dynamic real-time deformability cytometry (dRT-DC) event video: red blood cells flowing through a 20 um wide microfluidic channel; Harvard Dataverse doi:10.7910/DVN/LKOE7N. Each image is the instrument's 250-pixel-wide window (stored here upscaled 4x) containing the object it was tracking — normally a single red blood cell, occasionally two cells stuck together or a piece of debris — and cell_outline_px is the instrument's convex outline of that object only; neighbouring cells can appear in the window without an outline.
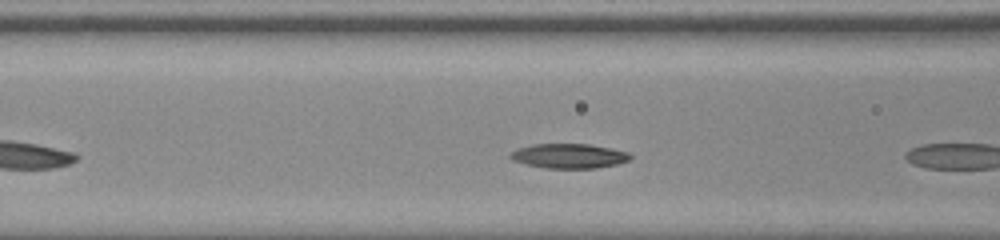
{"species": "common noctule bat (a hibernating species)", "species_latin": "Nyctalus noctula", "temperature_condition": "room temperature", "stored_images_in_passage": 8, "camera_frame_rate_fps": 3000, "um_per_image_px": 0.085, "animal": {"sex": "male", "body_mass_g": 20.0, "forearm_length_mm": 53.3}, "frame": {"image": 1, "passage_image": 6, "time_ms": 1.667, "image_size_px": [1000, 240], "cell_outline_px": [[628, 156], [620, 160], [608, 164], [544, 164], [532, 148], [552, 144], [572, 144], [600, 148], [616, 152]], "centroid_in_image_um": [48.97, 13.15], "position_along_channel_um": 117.6, "area_um2": 10.4}}